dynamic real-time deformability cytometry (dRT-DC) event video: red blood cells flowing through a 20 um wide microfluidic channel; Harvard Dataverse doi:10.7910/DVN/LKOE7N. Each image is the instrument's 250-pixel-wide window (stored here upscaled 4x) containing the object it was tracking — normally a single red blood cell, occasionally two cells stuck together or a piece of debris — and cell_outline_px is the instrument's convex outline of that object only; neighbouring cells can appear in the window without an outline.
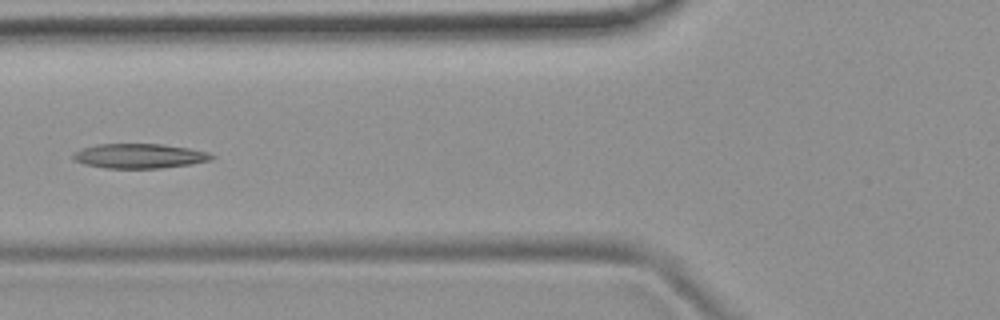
{"species": "common noctule bat (a hibernating species)", "species_latin": "Nyctalus noctula", "temperature_condition": "room temperature", "stored_images_in_passage": 6, "camera_frame_rate_fps": 3000, "um_per_image_px": 0.085, "animal": {"sex": "female", "body_mass_g": 19.9}, "frame": {"image": 1, "passage_image": 6, "time_ms": 1.667, "image_size_px": [1000, 320], "cell_outline_px": [[216, 156], [212, 160], [192, 164], [160, 168], [104, 168], [84, 164], [72, 160], [72, 152], [80, 148], [96, 144], [164, 144], [188, 148], [208, 152]], "centroid_in_image_um": [11.81, 13.25], "position_along_channel_um": 114.0, "area_um2": 20.17}}